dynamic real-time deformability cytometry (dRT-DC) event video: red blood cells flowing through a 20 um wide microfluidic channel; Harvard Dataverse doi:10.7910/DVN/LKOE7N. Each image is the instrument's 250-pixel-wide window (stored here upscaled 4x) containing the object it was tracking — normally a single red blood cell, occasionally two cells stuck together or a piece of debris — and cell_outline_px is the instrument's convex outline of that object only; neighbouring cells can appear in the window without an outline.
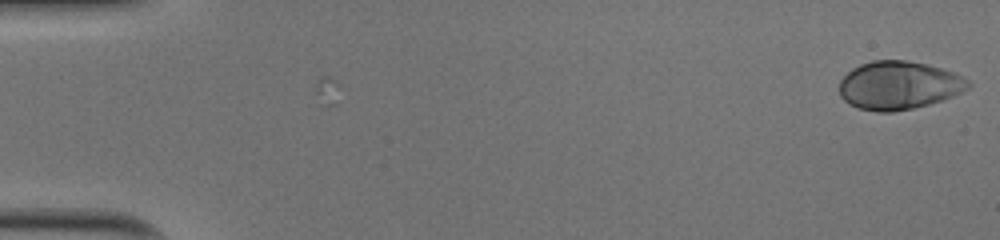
{"species": "human", "species_latin": "Homo sapiens", "temperature_condition": "cold", "stored_images_in_passage": 12, "camera_frame_rate_fps": 3000, "um_per_image_px": 0.085, "donor": {"sex": "male"}, "frame": {"image": 1, "passage_image": 12, "time_ms": 3.667, "image_size_px": [1000, 240], "cell_outline_px": [[972, 84], [968, 88], [952, 96], [928, 104], [912, 108], [892, 112], [876, 112], [856, 108], [848, 104], [840, 96], [840, 80], [852, 68], [860, 64], [872, 60], [904, 60], [928, 64], [964, 76]], "centroid_in_image_um": [76.37, 7.25], "position_along_channel_um": 8.6, "area_um2": 36.3}}